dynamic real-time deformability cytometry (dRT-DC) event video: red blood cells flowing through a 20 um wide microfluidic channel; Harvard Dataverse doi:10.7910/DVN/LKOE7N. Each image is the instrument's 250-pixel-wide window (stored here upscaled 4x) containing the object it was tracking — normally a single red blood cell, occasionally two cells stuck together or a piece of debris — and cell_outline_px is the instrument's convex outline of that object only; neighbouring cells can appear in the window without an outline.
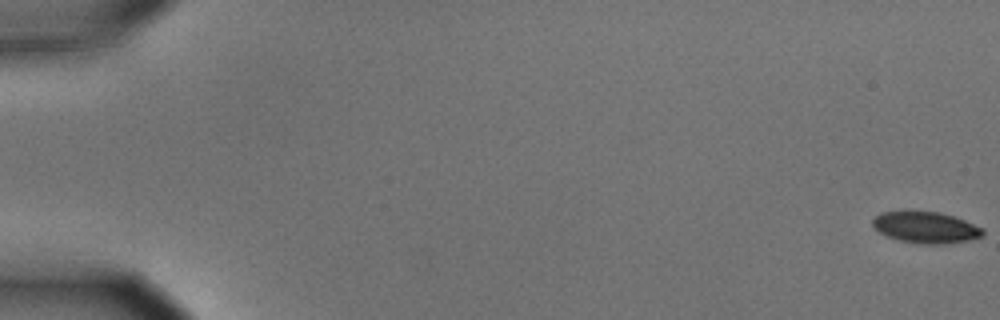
{"species": "common noctule bat (a hibernating species)", "species_latin": "Nyctalus noctula", "temperature_condition": "cold", "stored_images_in_passage": 5, "camera_frame_rate_fps": 3000, "um_per_image_px": 0.085, "animal": {"sex": "male", "body_mass_g": 15.6}, "frame": {"image": 1, "passage_image": 1, "time_ms": 0.0, "image_size_px": [1000, 320], "cell_outline_px": [[984, 236], [968, 240], [944, 244], [916, 244], [900, 240], [888, 236], [880, 232], [872, 224], [872, 220], [880, 212], [904, 208], [940, 212], [964, 220], [984, 228]], "centroid_in_image_um": [78.66, 19.28], "position_along_channel_um": 6.3, "area_um2": 20.81}}
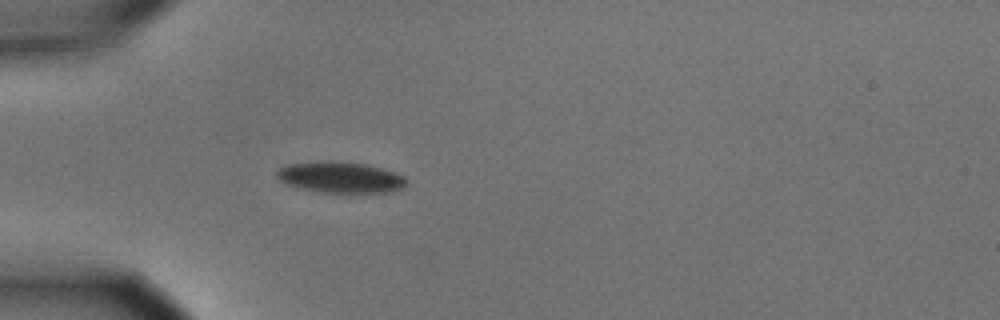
{"frame": {"image": 2, "passage_image": 5, "time_ms": 1.333, "image_size_px": [1000, 320], "cell_outline_px": [[408, 184], [404, 188], [392, 192], [324, 192], [300, 188], [288, 184], [280, 180], [276, 176], [276, 172], [280, 168], [288, 164], [328, 160], [364, 164], [396, 172], [404, 176], [408, 180]], "centroid_in_image_um": [28.99, 15.07], "position_along_channel_um": 56.0, "area_um2": 23.41}}